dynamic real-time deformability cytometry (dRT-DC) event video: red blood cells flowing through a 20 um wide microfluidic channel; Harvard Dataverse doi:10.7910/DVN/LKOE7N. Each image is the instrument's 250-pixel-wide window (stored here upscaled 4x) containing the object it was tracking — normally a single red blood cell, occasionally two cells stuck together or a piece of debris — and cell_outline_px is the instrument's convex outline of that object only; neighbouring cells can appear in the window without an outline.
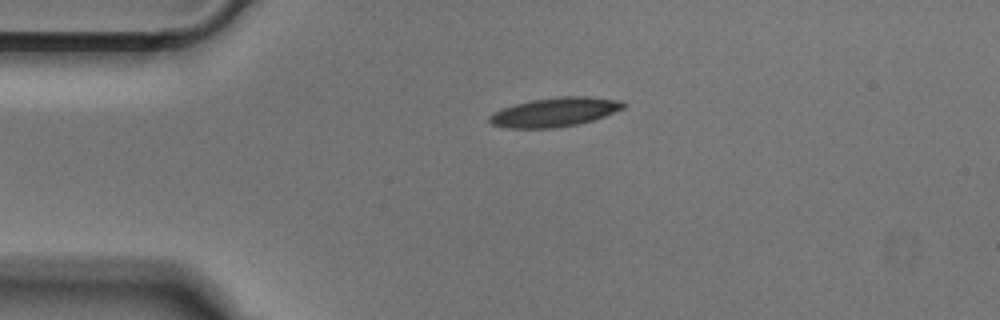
{"species": "Egyptian fruit bat (a non-hibernating species)", "species_latin": "Rousettus aegyptiacus", "temperature_condition": "cold", "stored_images_in_passage": 41, "camera_frame_rate_fps": 3000, "um_per_image_px": 0.085, "animal": {"sex": "male"}, "frame": {"image": 1, "passage_image": 1, "time_ms": 0.0, "image_size_px": [1000, 320], "cell_outline_px": [[624, 108], [604, 116], [592, 120], [576, 124], [556, 128], [508, 128], [492, 124], [488, 120], [488, 116], [504, 108], [516, 104], [532, 100], [560, 96], [588, 96], [620, 100], [624, 104]], "centroid_in_image_um": [47.16, 9.53], "position_along_channel_um": 37.8, "area_um2": 22.43}}
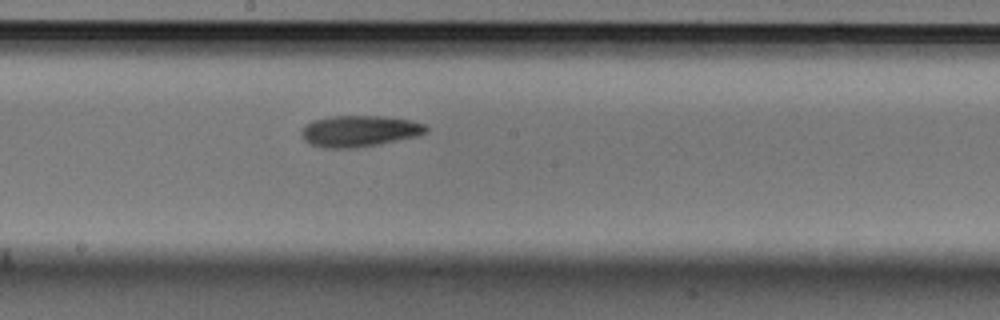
{"frame": {"image": 2, "passage_image": 17, "time_ms": 5.333, "image_size_px": [1000, 320], "cell_outline_px": [[428, 132], [416, 136], [356, 148], [324, 148], [308, 144], [304, 140], [304, 128], [312, 120], [332, 116], [384, 116], [412, 120], [424, 124], [428, 128]], "centroid_in_image_um": [30.57, 11.14], "position_along_channel_um": 217.6, "area_um2": 22.48}}
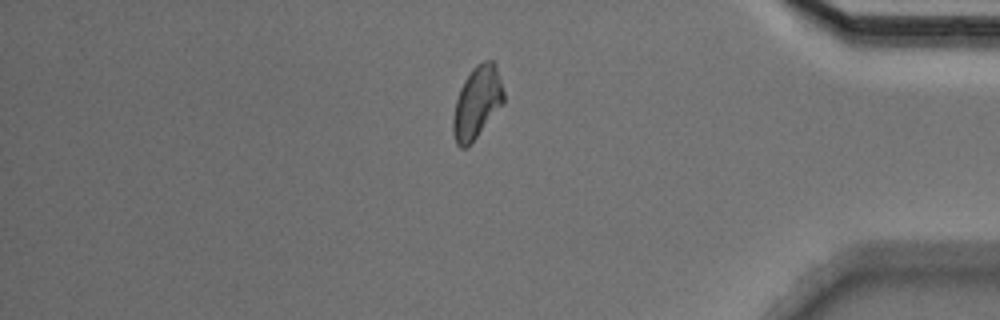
{"frame": {"image": 3, "passage_image": 33, "time_ms": 10.667, "image_size_px": [1000, 320], "cell_outline_px": [[504, 104], [472, 144], [468, 148], [460, 148], [456, 144], [452, 132], [452, 116], [456, 100], [460, 88], [464, 80], [472, 68], [476, 64], [484, 60], [492, 60], [496, 64], [504, 92]], "centroid_in_image_um": [40.54, 8.75], "position_along_channel_um": 394.7, "area_um2": 21.85}}